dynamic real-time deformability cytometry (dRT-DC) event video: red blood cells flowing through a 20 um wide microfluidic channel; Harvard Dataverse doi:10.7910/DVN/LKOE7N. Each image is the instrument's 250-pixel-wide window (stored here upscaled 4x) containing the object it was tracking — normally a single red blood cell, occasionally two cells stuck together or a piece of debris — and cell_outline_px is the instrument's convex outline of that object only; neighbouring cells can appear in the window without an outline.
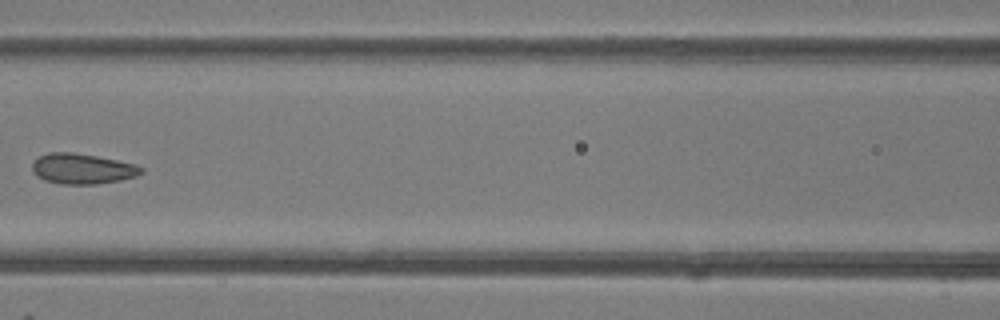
{"species": "common noctule bat (a hibernating species)", "species_latin": "Nyctalus noctula", "temperature_condition": "room temperature", "stored_images_in_passage": 6, "camera_frame_rate_fps": 3000, "um_per_image_px": 0.085, "animal": {"sex": "female"}, "frame": {"image": 1, "passage_image": 6, "time_ms": 5.667, "image_size_px": [1000, 320], "cell_outline_px": [[144, 172], [136, 176], [120, 180], [96, 184], [60, 184], [44, 180], [36, 176], [32, 172], [32, 164], [40, 156], [48, 152], [72, 152], [96, 156], [136, 164], [144, 168]], "centroid_in_image_um": [6.99, 14.35], "position_along_channel_um": 159.6, "area_um2": 19.36}}